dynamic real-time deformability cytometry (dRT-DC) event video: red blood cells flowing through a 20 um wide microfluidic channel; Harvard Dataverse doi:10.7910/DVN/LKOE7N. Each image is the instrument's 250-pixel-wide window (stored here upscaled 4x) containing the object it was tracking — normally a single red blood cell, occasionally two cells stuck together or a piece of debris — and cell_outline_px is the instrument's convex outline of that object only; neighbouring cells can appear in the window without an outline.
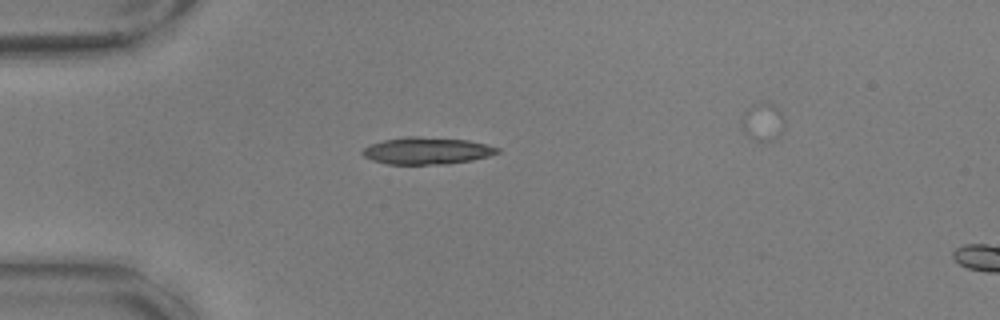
{"species": "common noctule bat (a hibernating species)", "species_latin": "Nyctalus noctula", "temperature_condition": "warm", "stored_images_in_passage": 39, "camera_frame_rate_fps": 3000, "um_per_image_px": 0.085, "animal": {"sex": "male", "body_mass_g": 17.9, "forearm_length_mm": 54.2}, "frame": {"image": 1, "passage_image": 1, "time_ms": 0.0, "image_size_px": [1000, 320], "cell_outline_px": [[500, 152], [488, 156], [472, 160], [448, 164], [388, 164], [372, 160], [364, 156], [360, 152], [368, 144], [384, 140], [404, 136], [420, 136], [468, 140], [500, 148]], "centroid_in_image_um": [36.26, 12.81], "position_along_channel_um": 48.7, "area_um2": 21.33}}
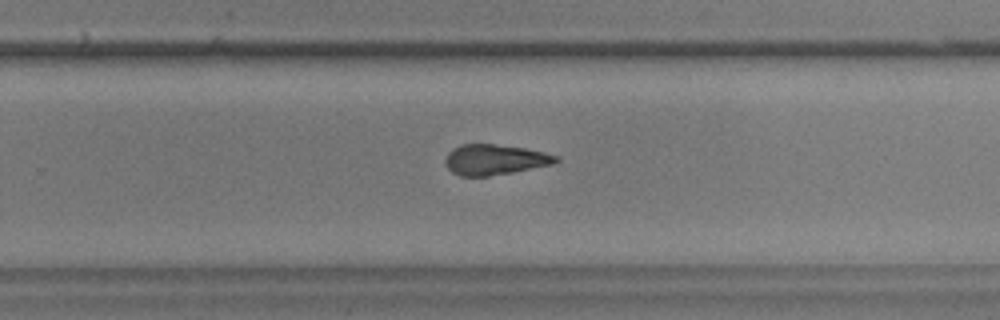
{"frame": {"image": 2, "passage_image": 22, "time_ms": 7.0, "image_size_px": [1000, 320], "cell_outline_px": [[560, 160], [552, 164], [512, 172], [488, 176], [460, 176], [452, 172], [444, 164], [444, 160], [448, 152], [452, 148], [460, 144], [492, 144], [524, 148], [544, 152], [560, 156]], "centroid_in_image_um": [42.02, 13.56], "position_along_channel_um": 287.8, "area_um2": 19.65}}
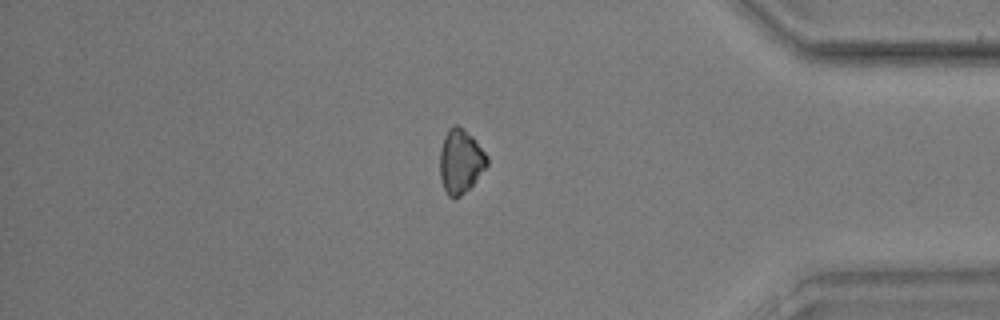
{"frame": {"image": 3, "passage_image": 33, "time_ms": 10.667, "image_size_px": [1000, 320], "cell_outline_px": [[488, 164], [472, 184], [460, 196], [448, 196], [440, 180], [440, 148], [444, 136], [448, 128], [452, 124], [456, 124], [472, 136], [488, 156]], "centroid_in_image_um": [39.12, 13.67], "position_along_channel_um": 396.1, "area_um2": 17.4}}